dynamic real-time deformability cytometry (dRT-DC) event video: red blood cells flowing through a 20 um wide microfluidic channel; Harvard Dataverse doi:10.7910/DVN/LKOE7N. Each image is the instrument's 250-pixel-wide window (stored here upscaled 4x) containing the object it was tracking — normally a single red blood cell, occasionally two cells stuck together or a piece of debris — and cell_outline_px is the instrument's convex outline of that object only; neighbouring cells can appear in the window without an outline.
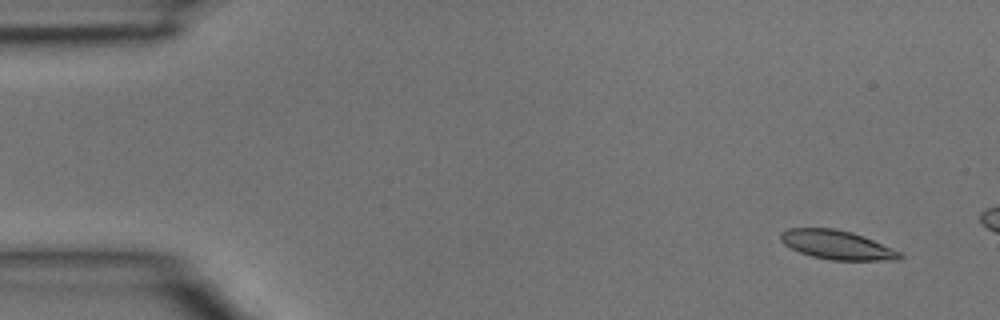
{"species": "common noctule bat (a hibernating species)", "species_latin": "Nyctalus noctula", "temperature_condition": "room temperature", "stored_images_in_passage": 3, "camera_frame_rate_fps": 3000, "um_per_image_px": 0.085, "animal": {"sex": "male", "body_mass_g": 15.6}, "frame": {"image": 1, "passage_image": 1, "time_ms": 0.0, "image_size_px": [1000, 320], "cell_outline_px": [[904, 256], [900, 260], [832, 260], [812, 256], [800, 252], [784, 244], [780, 240], [780, 232], [788, 228], [836, 228], [852, 232], [864, 236], [900, 252]], "centroid_in_image_um": [71.14, 20.81], "position_along_channel_um": 13.9, "area_um2": 20.11}}